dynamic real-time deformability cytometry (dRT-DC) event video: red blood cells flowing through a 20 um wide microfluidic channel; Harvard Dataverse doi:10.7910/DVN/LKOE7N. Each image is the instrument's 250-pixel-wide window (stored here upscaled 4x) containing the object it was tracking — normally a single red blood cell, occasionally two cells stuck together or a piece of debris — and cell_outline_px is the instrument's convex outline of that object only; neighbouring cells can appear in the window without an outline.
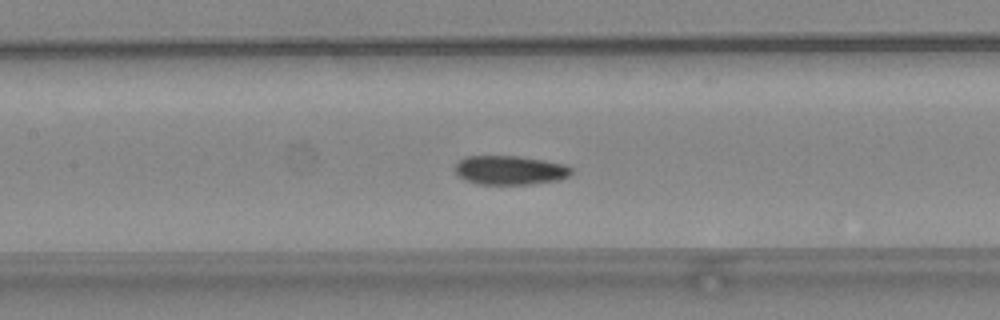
{"species": "common noctule bat (a hibernating species)", "species_latin": "Nyctalus noctula", "temperature_condition": "warm", "stored_images_in_passage": 49, "camera_frame_rate_fps": 3000, "um_per_image_px": 0.085, "animal": {"sex": "female", "body_mass_g": 24.6, "forearm_length_mm": 56.2}, "frame": {"image": 1, "passage_image": 23, "time_ms": 7.333, "image_size_px": [1000, 320], "cell_outline_px": [[572, 172], [568, 176], [556, 180], [528, 184], [476, 184], [464, 180], [456, 176], [456, 164], [464, 156], [516, 156], [544, 160], [564, 164], [572, 168]], "centroid_in_image_um": [43.3, 14.46], "position_along_channel_um": 164.1, "area_um2": 19.65}}
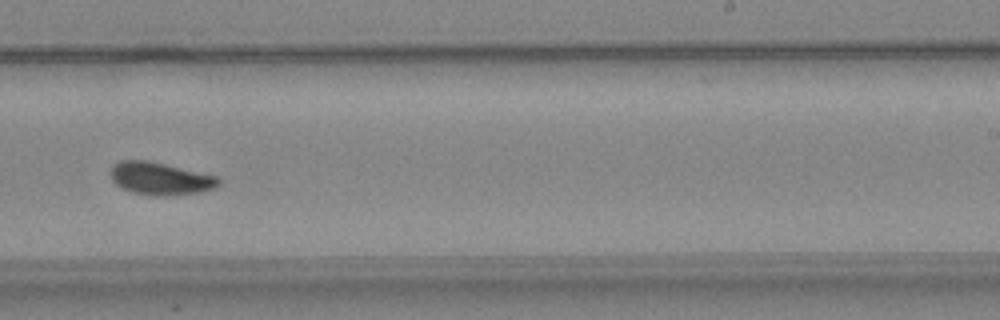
{"frame": {"image": 2, "passage_image": 31, "time_ms": 10.0, "image_size_px": [1000, 320], "cell_outline_px": [[220, 184], [216, 188], [200, 192], [172, 196], [156, 196], [132, 192], [116, 184], [112, 180], [112, 164], [120, 160], [148, 160], [216, 176], [220, 180]], "centroid_in_image_um": [13.64, 15.18], "position_along_channel_um": 275.4, "area_um2": 20.46}}
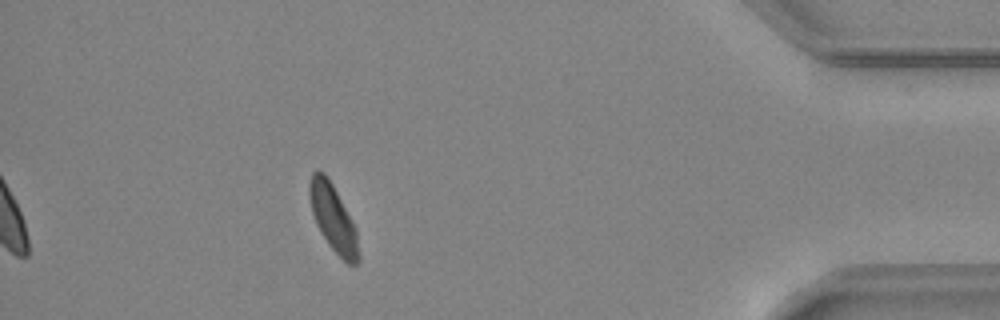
{"frame": {"image": 3, "passage_image": 44, "time_ms": 14.333, "image_size_px": [1000, 320], "cell_outline_px": [[360, 260], [356, 264], [348, 264], [328, 244], [320, 232], [316, 224], [312, 212], [308, 196], [308, 184], [312, 172], [316, 168], [320, 168], [328, 176], [356, 228], [360, 256]], "centroid_in_image_um": [28.29, 18.49], "position_along_channel_um": 406.9, "area_um2": 19.36}, "authors_computed_cell_mechanics": {"area_um2": 19.5364, "velocity_mm_per_s": 4.1833, "shape_relaxation_time_tau1_ms": 4.1476, "shape_relaxation_time_tau2_ms": 2.1431, "deformation_change_tau1": 0.1259, "deformation_change_tau2": 0.0503}}